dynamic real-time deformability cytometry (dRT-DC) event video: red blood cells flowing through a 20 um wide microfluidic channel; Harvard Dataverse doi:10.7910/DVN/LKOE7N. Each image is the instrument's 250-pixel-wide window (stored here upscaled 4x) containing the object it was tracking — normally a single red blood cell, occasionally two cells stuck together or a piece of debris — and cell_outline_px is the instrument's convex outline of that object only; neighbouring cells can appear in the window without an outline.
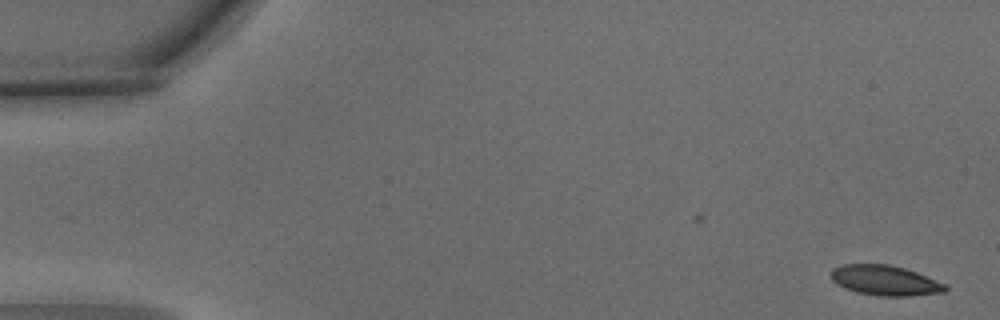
{"species": "common noctule bat (a hibernating species)", "species_latin": "Nyctalus noctula", "temperature_condition": "warm", "stored_images_in_passage": 5, "camera_frame_rate_fps": 3000, "um_per_image_px": 0.085, "animal": {"sex": "male", "body_mass_g": 15.6}, "frame": {"image": 1, "passage_image": 1, "time_ms": 0.0, "image_size_px": [1000, 320], "cell_outline_px": [[948, 288], [944, 292], [908, 296], [876, 296], [856, 292], [844, 288], [836, 284], [832, 280], [832, 268], [844, 264], [888, 264], [904, 268], [916, 272], [948, 284]], "centroid_in_image_um": [75.24, 23.84], "position_along_channel_um": 9.8, "area_um2": 20.17}}
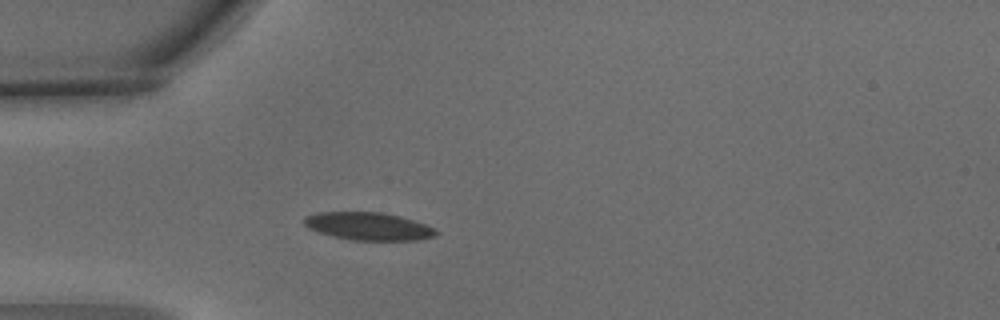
{"frame": {"image": 2, "passage_image": 5, "time_ms": 1.333, "image_size_px": [1000, 320], "cell_outline_px": [[440, 232], [436, 236], [416, 240], [352, 240], [332, 236], [308, 228], [304, 224], [304, 216], [316, 212], [380, 212], [400, 216], [436, 228]], "centroid_in_image_um": [31.32, 19.23], "position_along_channel_um": 53.7, "area_um2": 21.39}}